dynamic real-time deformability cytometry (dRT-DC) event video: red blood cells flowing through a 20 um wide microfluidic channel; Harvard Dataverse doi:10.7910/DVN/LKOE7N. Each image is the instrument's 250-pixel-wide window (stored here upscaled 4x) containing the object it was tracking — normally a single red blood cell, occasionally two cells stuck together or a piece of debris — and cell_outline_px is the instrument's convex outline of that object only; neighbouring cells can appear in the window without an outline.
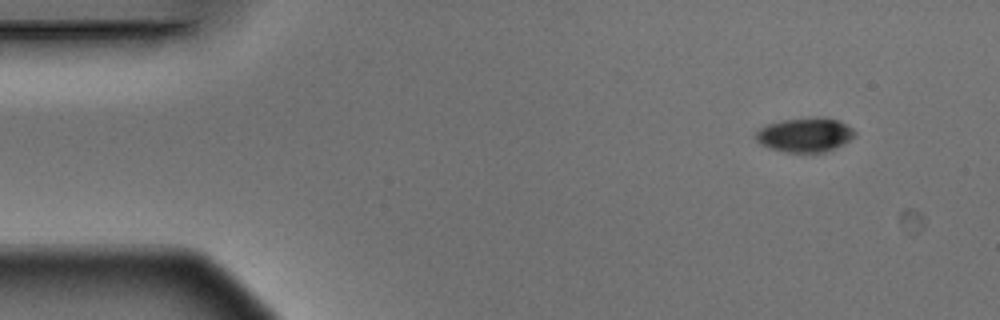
{"species": "Egyptian fruit bat (a non-hibernating species)", "species_latin": "Rousettus aegyptiacus", "temperature_condition": "warm", "stored_images_in_passage": 4, "camera_frame_rate_fps": 3000, "um_per_image_px": 0.085, "animal": {"sex": "male"}, "frame": {"image": 1, "passage_image": 1, "time_ms": 0.0, "image_size_px": [1000, 320], "cell_outline_px": [[856, 132], [848, 140], [824, 152], [784, 152], [760, 144], [756, 140], [756, 132], [760, 128], [768, 124], [784, 120], [824, 116], [836, 120], [852, 128]], "centroid_in_image_um": [68.39, 11.45], "position_along_channel_um": 16.6, "area_um2": 19.31}}
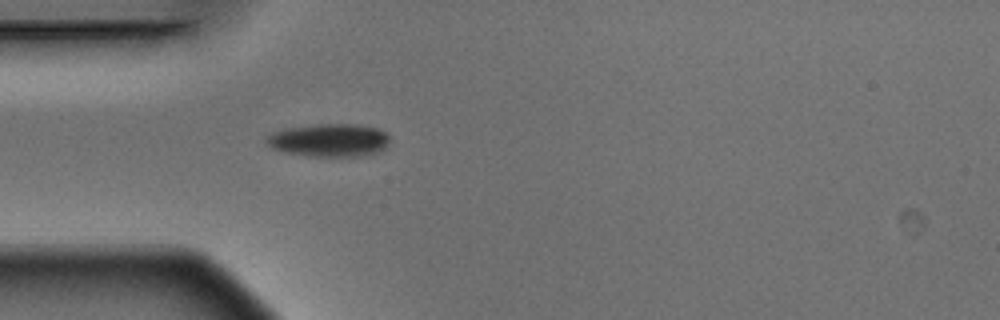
{"frame": {"image": 2, "passage_image": 4, "time_ms": 1.0, "image_size_px": [1000, 320], "cell_outline_px": [[388, 144], [384, 148], [376, 152], [360, 156], [308, 156], [268, 148], [264, 140], [272, 132], [288, 128], [320, 124], [356, 124], [376, 128], [384, 132], [388, 136]], "centroid_in_image_um": [27.94, 11.92], "position_along_channel_um": 57.1, "area_um2": 23.52}}